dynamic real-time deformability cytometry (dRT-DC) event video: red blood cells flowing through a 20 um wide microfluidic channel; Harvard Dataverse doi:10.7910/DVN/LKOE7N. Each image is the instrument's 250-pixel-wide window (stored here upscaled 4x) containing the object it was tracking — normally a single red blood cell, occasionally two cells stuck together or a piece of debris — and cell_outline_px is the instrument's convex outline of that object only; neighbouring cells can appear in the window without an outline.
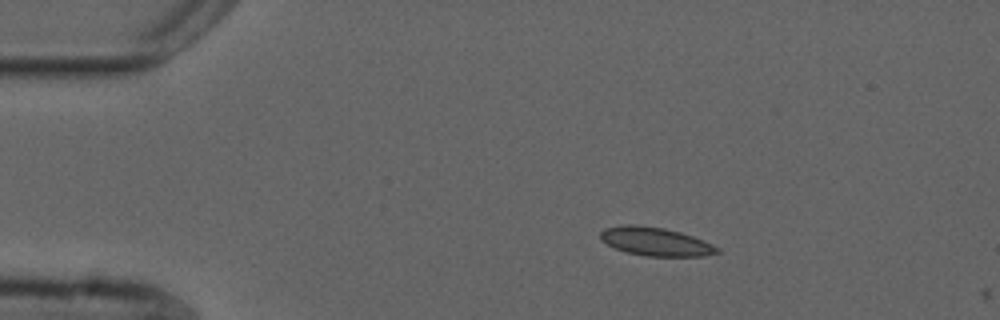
{"species": "common noctule bat (a hibernating species)", "species_latin": "Nyctalus noctula", "temperature_condition": "cold", "stored_images_in_passage": 3, "camera_frame_rate_fps": 3000, "um_per_image_px": 0.085, "animal": {"sex": "male", "forearm_length_mm": 52.5}, "frame": {"image": 1, "passage_image": 1, "time_ms": 0.0, "image_size_px": [1000, 320], "cell_outline_px": [[720, 252], [704, 256], [644, 256], [628, 252], [616, 248], [600, 240], [600, 232], [604, 228], [628, 224], [636, 224], [664, 228], [680, 232], [692, 236], [712, 244], [720, 248]], "centroid_in_image_um": [55.72, 20.53], "position_along_channel_um": 29.3, "area_um2": 19.31}}